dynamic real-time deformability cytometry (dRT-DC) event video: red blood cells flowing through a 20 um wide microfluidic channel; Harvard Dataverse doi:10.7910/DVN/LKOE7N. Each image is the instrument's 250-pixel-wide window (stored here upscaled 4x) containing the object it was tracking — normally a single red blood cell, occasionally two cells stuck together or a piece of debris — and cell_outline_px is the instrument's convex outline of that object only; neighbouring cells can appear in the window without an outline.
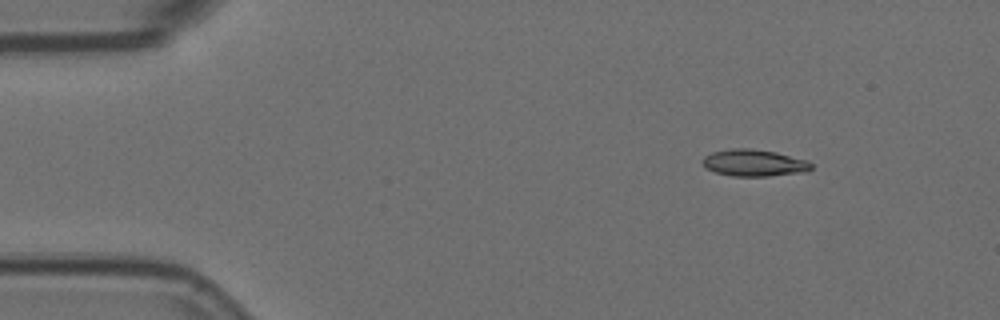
{"species": "Egyptian fruit bat (a non-hibernating species)", "species_latin": "Rousettus aegyptiacus", "temperature_condition": "room temperature", "stored_images_in_passage": 2, "camera_frame_rate_fps": 3000, "um_per_image_px": 0.085, "animal": {"sex": "female"}, "frame": {"image": 1, "passage_image": 1, "time_ms": 0.0, "image_size_px": [1000, 320], "cell_outline_px": [[812, 168], [808, 172], [768, 176], [732, 176], [716, 172], [704, 168], [700, 160], [704, 156], [712, 152], [732, 148], [748, 148], [776, 152], [808, 160], [812, 164]], "centroid_in_image_um": [64.09, 13.85], "position_along_channel_um": 20.9, "area_um2": 17.22}}
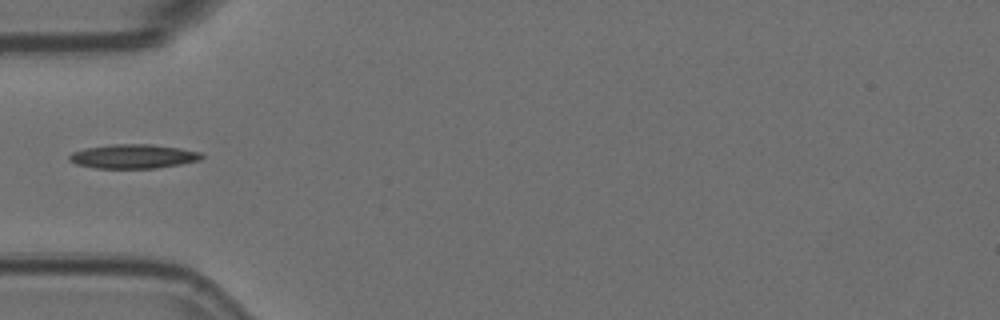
{"frame": {"image": 2, "passage_image": 2, "time_ms": 0.333, "image_size_px": [1000, 320], "cell_outline_px": [[204, 156], [200, 160], [180, 164], [156, 168], [96, 168], [76, 164], [68, 160], [68, 156], [72, 152], [84, 148], [112, 144], [152, 144], [180, 148], [204, 152]], "centroid_in_image_um": [11.34, 13.28], "position_along_channel_um": 73.7, "area_um2": 18.79}}